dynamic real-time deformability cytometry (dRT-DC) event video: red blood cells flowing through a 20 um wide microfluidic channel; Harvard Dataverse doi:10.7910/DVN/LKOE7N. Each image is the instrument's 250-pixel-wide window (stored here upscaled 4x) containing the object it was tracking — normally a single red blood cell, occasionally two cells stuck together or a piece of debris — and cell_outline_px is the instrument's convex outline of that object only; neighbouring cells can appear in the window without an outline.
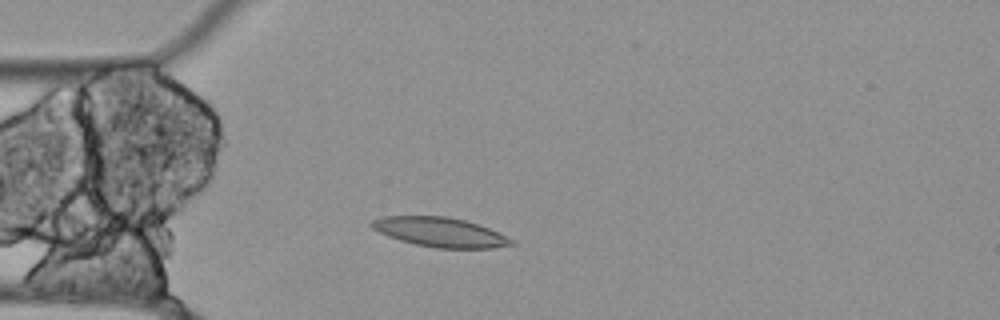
{"species": "Egyptian fruit bat (a non-hibernating species)", "species_latin": "Rousettus aegyptiacus", "temperature_condition": "cold", "stored_images_in_passage": 51, "camera_frame_rate_fps": 3000, "um_per_image_px": 0.085, "animal": {"sex": "female"}, "frame": {"image": 1, "passage_image": 10, "time_ms": 3.0, "image_size_px": [1000, 320], "cell_outline_px": [[516, 244], [492, 248], [436, 248], [416, 244], [400, 240], [388, 236], [372, 228], [368, 224], [372, 220], [380, 216], [448, 216], [464, 220], [488, 228], [512, 240]], "centroid_in_image_um": [37.35, 19.72], "position_along_channel_um": 47.7, "area_um2": 23.76}}
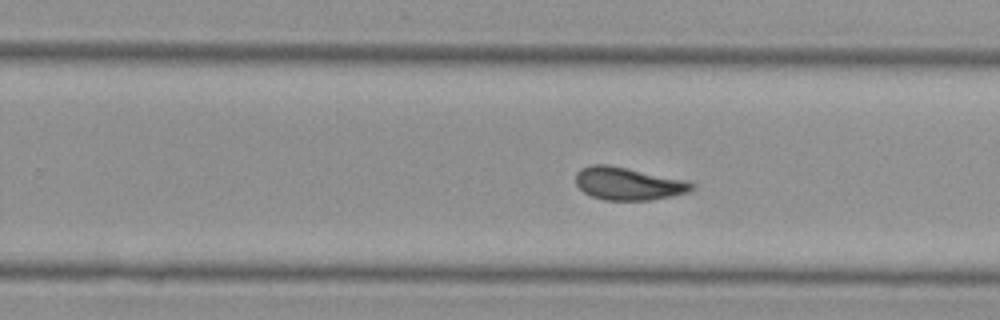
{"frame": {"image": 2, "passage_image": 30, "time_ms": 9.667, "image_size_px": [1000, 320], "cell_outline_px": [[696, 188], [688, 192], [672, 196], [648, 200], [604, 200], [592, 196], [584, 192], [576, 184], [576, 172], [580, 168], [592, 164], [608, 164], [688, 180], [696, 184]], "centroid_in_image_um": [53.43, 15.6], "position_along_channel_um": 276.4, "area_um2": 22.37}}
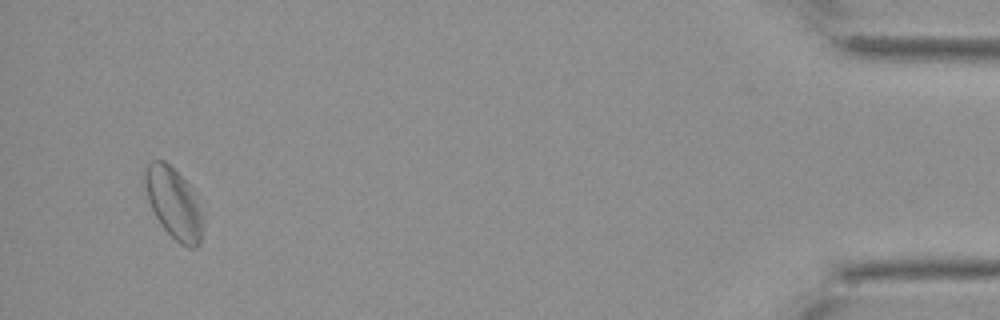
{"frame": {"image": 3, "passage_image": 49, "time_ms": 16.0, "image_size_px": [1000, 320], "cell_outline_px": [[204, 228], [200, 244], [196, 248], [188, 248], [180, 244], [160, 224], [140, 184], [140, 180], [144, 168], [152, 160], [164, 160], [188, 184], [200, 208], [204, 224]], "centroid_in_image_um": [14.71, 17.27], "position_along_channel_um": 420.5, "area_um2": 24.33}, "authors_computed_cell_mechanics": {"area_um2": 22.5998, "velocity_mm_per_s": 3.4789, "shape_relaxation_time_tau1_ms": null, "shape_relaxation_time_tau2_ms": 5.3164, "deformation_change_tau1": null, "deformation_change_tau2": 0.0861}}